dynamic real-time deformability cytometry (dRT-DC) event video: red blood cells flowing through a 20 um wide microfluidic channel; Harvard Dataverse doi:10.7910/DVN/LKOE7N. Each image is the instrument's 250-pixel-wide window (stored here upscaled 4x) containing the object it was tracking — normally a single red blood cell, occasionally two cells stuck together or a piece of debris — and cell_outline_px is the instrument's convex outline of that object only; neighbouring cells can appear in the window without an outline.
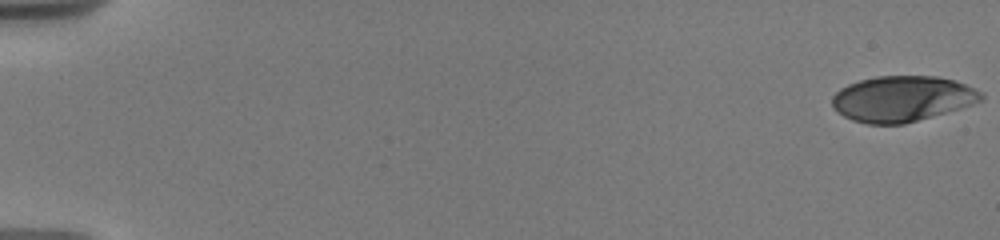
{"species": "human", "species_latin": "Homo sapiens", "temperature_condition": "warm", "stored_images_in_passage": 67, "camera_frame_rate_fps": 3000, "um_per_image_px": 0.085, "donor": {"sex": "male"}, "frame": {"image": 1, "passage_image": 1, "time_ms": 0.0, "image_size_px": [1000, 240], "cell_outline_px": [[984, 100], [960, 108], [904, 124], [868, 124], [852, 120], [844, 116], [832, 108], [832, 96], [840, 88], [848, 84], [860, 80], [876, 76], [936, 76], [956, 80], [980, 92], [984, 96]], "centroid_in_image_um": [76.66, 8.39], "position_along_channel_um": 8.3, "area_um2": 39.59}}
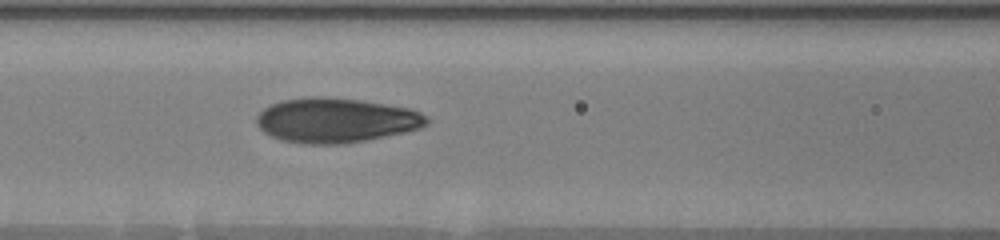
{"frame": {"image": 2, "passage_image": 31, "time_ms": 8.333, "image_size_px": [1000, 240], "cell_outline_px": [[432, 120], [428, 124], [420, 128], [404, 132], [344, 144], [308, 144], [280, 140], [264, 132], [256, 124], [256, 116], [268, 104], [280, 100], [308, 96], [324, 96], [360, 100], [412, 108], [428, 116]], "centroid_in_image_um": [28.55, 10.21], "position_along_channel_um": 138.1, "area_um2": 44.74}}
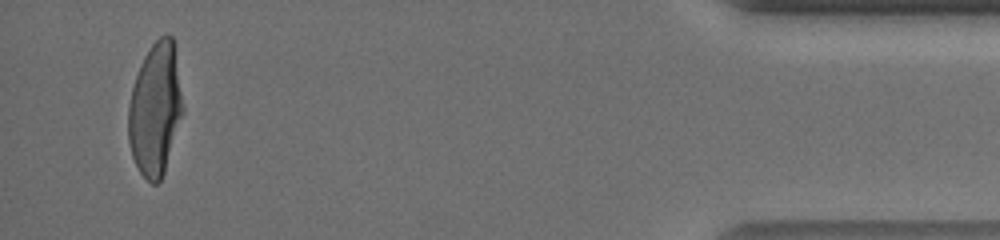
{"frame": {"image": 3, "passage_image": 66, "time_ms": 17.667, "image_size_px": [1000, 240], "cell_outline_px": [[184, 112], [164, 172], [160, 180], [156, 184], [152, 184], [140, 172], [132, 156], [128, 140], [128, 104], [132, 88], [140, 64], [144, 56], [152, 44], [160, 36], [168, 32], [172, 36], [184, 108]], "centroid_in_image_um": [13.2, 9.28], "position_along_channel_um": 422.0, "area_um2": 42.08}, "authors_computed_cell_mechanics": {"area_um2": 42.3096, "velocity_mm_per_s": 3.7125, "shape_relaxation_time_tau1_ms": 4.1644, "shape_relaxation_time_tau2_ms": null, "deformation_change_tau1": 0.212, "deformation_change_tau2": null}}